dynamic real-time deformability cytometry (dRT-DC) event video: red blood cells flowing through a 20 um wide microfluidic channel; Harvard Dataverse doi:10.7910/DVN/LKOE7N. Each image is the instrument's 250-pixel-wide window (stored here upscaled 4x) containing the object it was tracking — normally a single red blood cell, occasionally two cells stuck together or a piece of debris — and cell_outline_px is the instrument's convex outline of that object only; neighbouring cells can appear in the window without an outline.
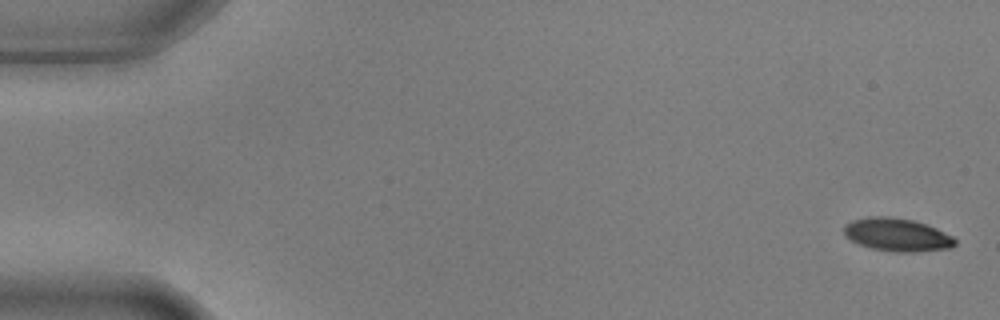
{"species": "common noctule bat (a hibernating species)", "species_latin": "Nyctalus noctula", "temperature_condition": "warm", "stored_images_in_passage": 5, "camera_frame_rate_fps": 3000, "um_per_image_px": 0.085, "animal": {"sex": "male", "body_mass_g": 17.9, "forearm_length_mm": 54.2}, "frame": {"image": 1, "passage_image": 1, "time_ms": 0.0, "image_size_px": [1000, 320], "cell_outline_px": [[956, 244], [952, 248], [916, 252], [896, 252], [872, 248], [860, 244], [844, 236], [844, 224], [852, 220], [868, 216], [888, 216], [912, 220], [928, 224], [952, 236], [956, 240]], "centroid_in_image_um": [76.26, 19.95], "position_along_channel_um": 8.7, "area_um2": 21.5}}
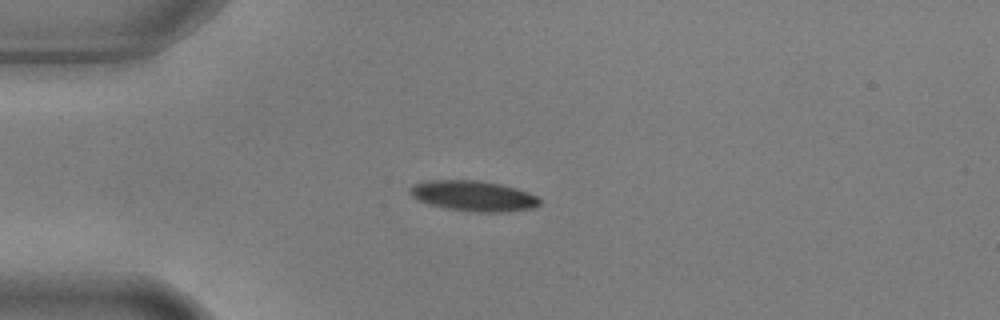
{"frame": {"image": 2, "passage_image": 4, "time_ms": 1.0, "image_size_px": [1000, 320], "cell_outline_px": [[540, 204], [532, 208], [504, 212], [476, 212], [444, 208], [428, 204], [416, 200], [408, 192], [408, 188], [416, 184], [428, 180], [476, 180], [500, 184], [516, 188], [528, 192], [536, 196], [540, 200]], "centroid_in_image_um": [40.2, 16.65], "position_along_channel_um": 44.8, "area_um2": 23.06}}